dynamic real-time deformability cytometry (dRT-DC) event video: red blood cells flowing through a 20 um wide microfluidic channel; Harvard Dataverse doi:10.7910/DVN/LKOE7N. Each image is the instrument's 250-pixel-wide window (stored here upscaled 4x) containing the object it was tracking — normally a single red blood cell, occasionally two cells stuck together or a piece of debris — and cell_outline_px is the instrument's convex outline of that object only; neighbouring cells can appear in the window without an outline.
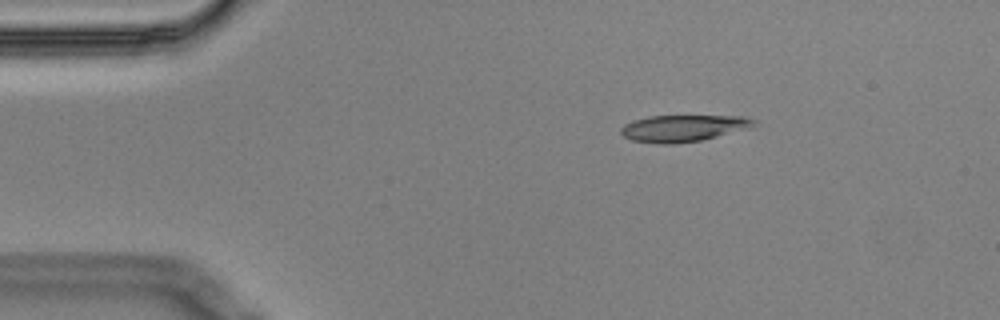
{"species": "Egyptian fruit bat (a non-hibernating species)", "species_latin": "Rousettus aegyptiacus", "temperature_condition": "cold", "stored_images_in_passage": 5, "camera_frame_rate_fps": 3000, "um_per_image_px": 0.085, "animal": {"sex": "male"}, "frame": {"image": 1, "passage_image": 3, "time_ms": 0.667, "image_size_px": [1000, 320], "cell_outline_px": [[760, 124], [752, 128], [700, 140], [672, 144], [656, 144], [632, 140], [624, 136], [620, 132], [620, 128], [624, 124], [632, 120], [648, 116], [744, 116], [756, 120]], "centroid_in_image_um": [58.1, 10.89], "position_along_channel_um": 26.9, "area_um2": 20.92}}